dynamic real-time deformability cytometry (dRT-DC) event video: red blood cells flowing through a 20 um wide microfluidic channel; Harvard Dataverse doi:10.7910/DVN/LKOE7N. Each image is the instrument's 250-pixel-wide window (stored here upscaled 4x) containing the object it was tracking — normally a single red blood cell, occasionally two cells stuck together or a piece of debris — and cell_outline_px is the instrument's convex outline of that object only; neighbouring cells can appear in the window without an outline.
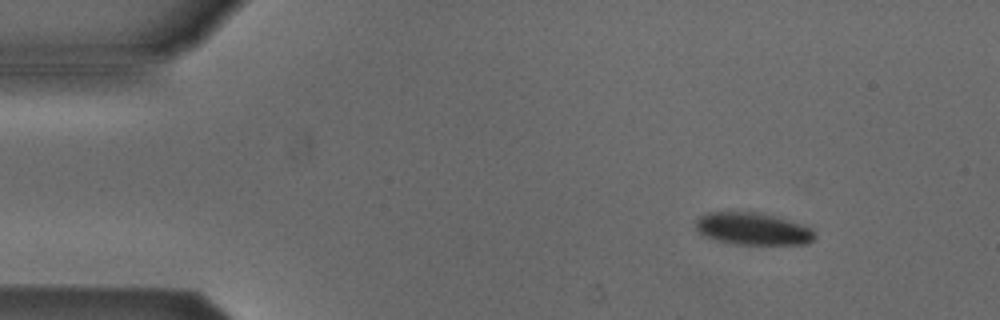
{"species": "Egyptian fruit bat (a non-hibernating species)", "species_latin": "Rousettus aegyptiacus", "temperature_condition": "cold", "stored_images_in_passage": 3, "camera_frame_rate_fps": 3000, "um_per_image_px": 0.085, "animal": {"sex": "male"}, "frame": {"image": 1, "passage_image": 1, "time_ms": 0.0, "image_size_px": [1000, 320], "cell_outline_px": [[816, 236], [808, 244], [736, 244], [716, 240], [704, 236], [696, 228], [696, 220], [700, 216], [708, 212], [756, 212], [788, 220], [812, 228], [816, 232]], "centroid_in_image_um": [64.0, 19.45], "position_along_channel_um": 21.0, "area_um2": 22.2}}
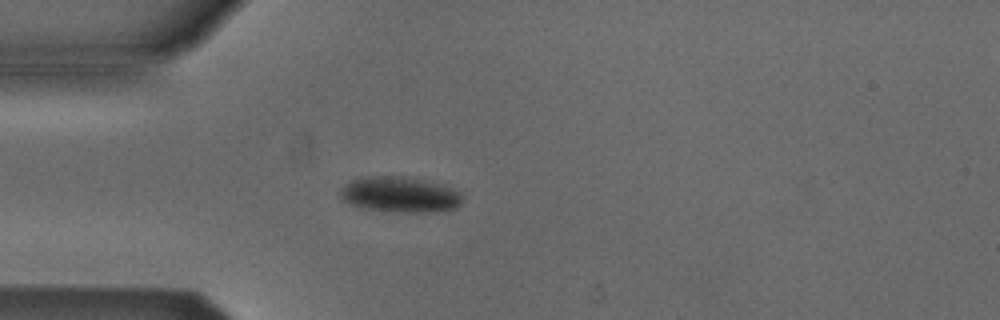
{"frame": {"image": 2, "passage_image": 3, "time_ms": 2.667, "image_size_px": [1000, 320], "cell_outline_px": [[460, 204], [456, 208], [436, 212], [400, 212], [360, 208], [348, 204], [340, 200], [340, 192], [352, 180], [368, 176], [404, 176], [444, 184], [460, 192]], "centroid_in_image_um": [33.99, 16.54], "position_along_channel_um": 51.0, "area_um2": 25.43}}